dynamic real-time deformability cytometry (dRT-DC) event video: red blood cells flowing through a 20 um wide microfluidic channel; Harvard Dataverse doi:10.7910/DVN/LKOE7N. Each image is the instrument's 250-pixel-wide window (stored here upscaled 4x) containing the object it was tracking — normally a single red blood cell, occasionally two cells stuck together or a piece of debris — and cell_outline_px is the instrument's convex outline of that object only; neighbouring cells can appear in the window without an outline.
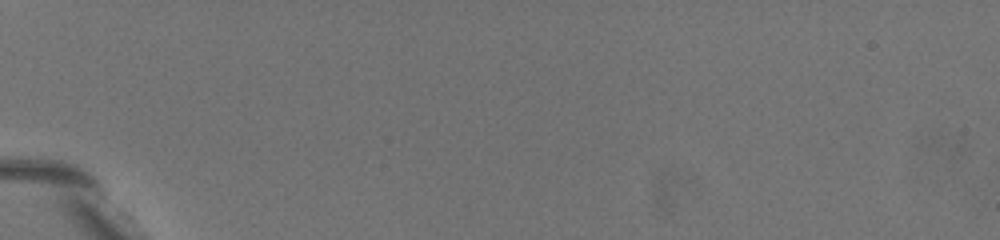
{"species": "common noctule bat (a hibernating species)", "species_latin": "Nyctalus noctula", "temperature_condition": "warm", "stored_images_in_passage": 2, "camera_frame_rate_fps": 3000, "um_per_image_px": 0.085, "animal": {"sex": "female", "body_mass_g": 19.5, "forearm_length_mm": 54.1}, "frame": {"image": 1, "passage_image": 2, "time_ms": 0.333, "image_size_px": [1000, 240], "cell_outline_px": [[188, 208], [172, 208], [164, 204], [120, 168], [116, 164], [104, 144], [104, 136], [112, 132], [132, 144], [140, 152], [172, 188]], "centroid_in_image_um": [12.01, 14.48], "position_along_channel_um": 73.0, "area_um2": 14.8}}